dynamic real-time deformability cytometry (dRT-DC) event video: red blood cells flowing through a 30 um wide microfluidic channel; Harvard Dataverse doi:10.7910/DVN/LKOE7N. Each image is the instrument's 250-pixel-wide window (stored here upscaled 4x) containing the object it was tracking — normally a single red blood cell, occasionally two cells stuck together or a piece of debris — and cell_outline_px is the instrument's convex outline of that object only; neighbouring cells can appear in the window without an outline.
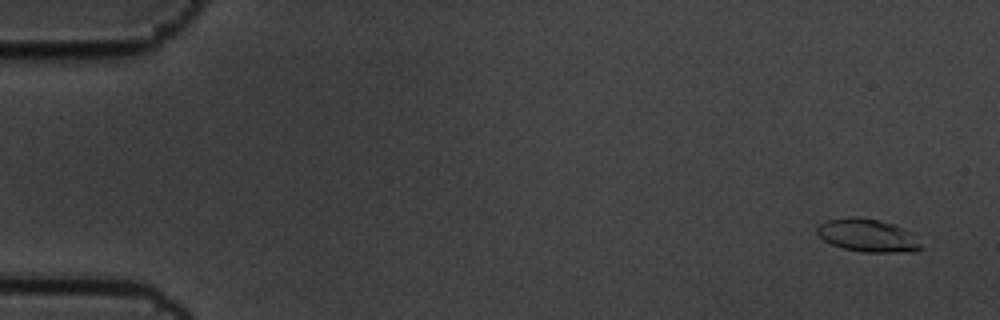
{"species": "common noctule bat (a hibernating species)", "species_latin": "Nyctalus noctula", "temperature_condition": "cold", "stored_images_in_passage": 6, "camera_frame_rate_fps": 3000, "um_per_image_px": 0.085, "animal": {"sex": "male", "body_mass_g": 19.5, "forearm_length_mm": 54.6}, "frame": {"image": 1, "passage_image": 1, "time_ms": 0.0, "image_size_px": [1000, 320], "cell_outline_px": [[924, 248], [916, 252], [860, 252], [844, 248], [832, 244], [824, 240], [816, 232], [816, 228], [820, 224], [828, 220], [880, 220], [904, 228]], "centroid_in_image_um": [73.79, 20.08], "position_along_channel_um": 11.2, "area_um2": 19.02}}
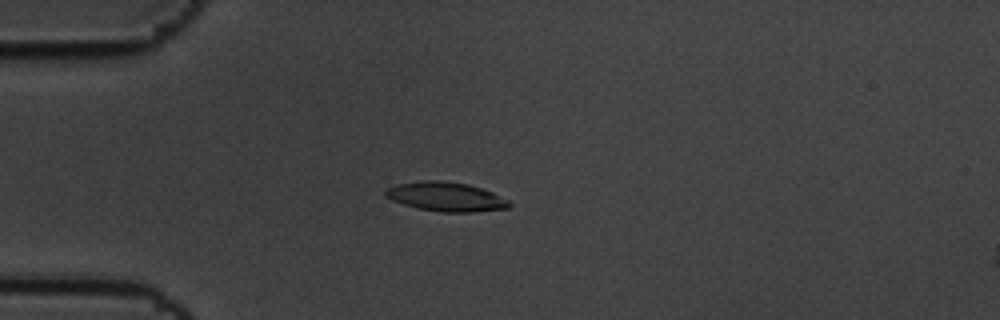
{"frame": {"image": 2, "passage_image": 4, "time_ms": 1.0, "image_size_px": [1000, 320], "cell_outline_px": [[512, 204], [508, 208], [472, 212], [440, 212], [420, 208], [404, 204], [392, 200], [384, 196], [384, 192], [388, 188], [396, 184], [428, 180], [440, 180], [468, 184], [492, 192], [508, 200]], "centroid_in_image_um": [37.9, 16.72], "position_along_channel_um": 47.1, "area_um2": 20.87}}
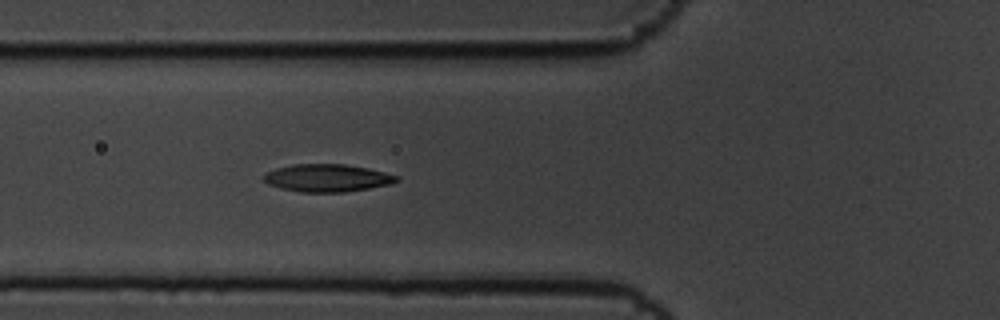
{"frame": {"image": 3, "passage_image": 6, "time_ms": 1.667, "image_size_px": [1000, 320], "cell_outline_px": [[400, 180], [388, 184], [368, 188], [344, 192], [300, 192], [280, 188], [268, 184], [264, 180], [264, 176], [268, 172], [276, 168], [292, 164], [344, 164], [368, 168], [384, 172], [396, 176]], "centroid_in_image_um": [27.78, 15.12], "position_along_channel_um": 98.0, "area_um2": 21.15}}